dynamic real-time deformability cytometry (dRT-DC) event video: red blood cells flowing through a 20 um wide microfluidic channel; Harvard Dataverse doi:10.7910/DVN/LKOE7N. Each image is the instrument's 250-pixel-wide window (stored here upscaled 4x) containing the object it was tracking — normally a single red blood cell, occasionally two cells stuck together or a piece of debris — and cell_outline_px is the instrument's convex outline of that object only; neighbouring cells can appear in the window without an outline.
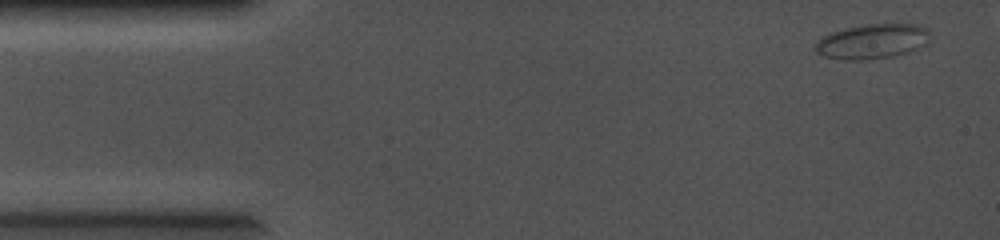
{"species": "common noctule bat (a hibernating species)", "species_latin": "Nyctalus noctula", "temperature_condition": "cold", "stored_images_in_passage": 4, "camera_frame_rate_fps": 5000, "um_per_image_px": 0.085, "animal": {"sex": "female", "body_mass_g": 19.0, "forearm_length_mm": 56.7}, "frame": {"image": 1, "passage_image": 1, "time_ms": 0.0, "image_size_px": [1000, 240], "cell_outline_px": [[928, 44], [908, 52], [892, 56], [864, 60], [844, 60], [824, 56], [816, 52], [812, 44], [824, 36], [832, 32], [848, 28], [868, 24], [920, 24], [928, 28]], "centroid_in_image_um": [74.14, 3.52], "position_along_channel_um": 10.9, "area_um2": 23.29}}